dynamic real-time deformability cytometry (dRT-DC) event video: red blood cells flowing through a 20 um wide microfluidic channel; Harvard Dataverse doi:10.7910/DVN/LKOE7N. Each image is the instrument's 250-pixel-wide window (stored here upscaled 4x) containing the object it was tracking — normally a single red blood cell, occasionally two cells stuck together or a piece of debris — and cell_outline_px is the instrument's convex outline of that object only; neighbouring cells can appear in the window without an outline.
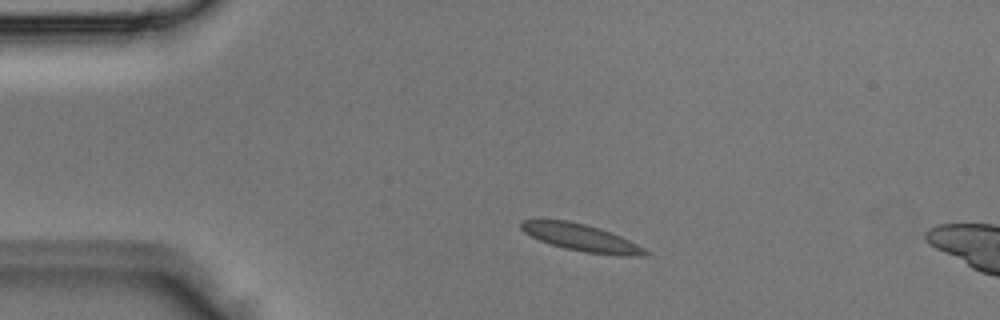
{"species": "Egyptian fruit bat (a non-hibernating species)", "species_latin": "Rousettus aegyptiacus", "temperature_condition": "room temperature", "stored_images_in_passage": 3, "camera_frame_rate_fps": 3000, "um_per_image_px": 0.085, "animal": {"sex": "male"}, "frame": {"image": 1, "passage_image": 1, "time_ms": 0.0, "image_size_px": [1000, 320], "cell_outline_px": [[652, 252], [644, 256], [624, 256], [584, 252], [564, 248], [540, 240], [524, 232], [520, 228], [520, 220], [568, 220], [600, 228], [620, 236]], "centroid_in_image_um": [49.42, 20.21], "position_along_channel_um": 35.6, "area_um2": 19.42}}
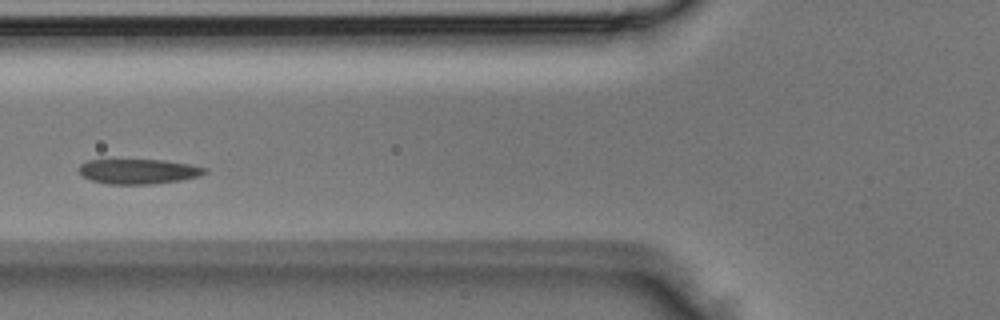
{"frame": {"image": 2, "passage_image": 3, "time_ms": 0.667, "image_size_px": [1000, 320], "cell_outline_px": [[208, 172], [200, 176], [180, 180], [152, 184], [108, 184], [92, 180], [84, 176], [80, 172], [80, 164], [88, 160], [112, 156], [164, 160], [188, 164], [208, 168]], "centroid_in_image_um": [11.73, 14.51], "position_along_channel_um": 114.1, "area_um2": 19.25}}